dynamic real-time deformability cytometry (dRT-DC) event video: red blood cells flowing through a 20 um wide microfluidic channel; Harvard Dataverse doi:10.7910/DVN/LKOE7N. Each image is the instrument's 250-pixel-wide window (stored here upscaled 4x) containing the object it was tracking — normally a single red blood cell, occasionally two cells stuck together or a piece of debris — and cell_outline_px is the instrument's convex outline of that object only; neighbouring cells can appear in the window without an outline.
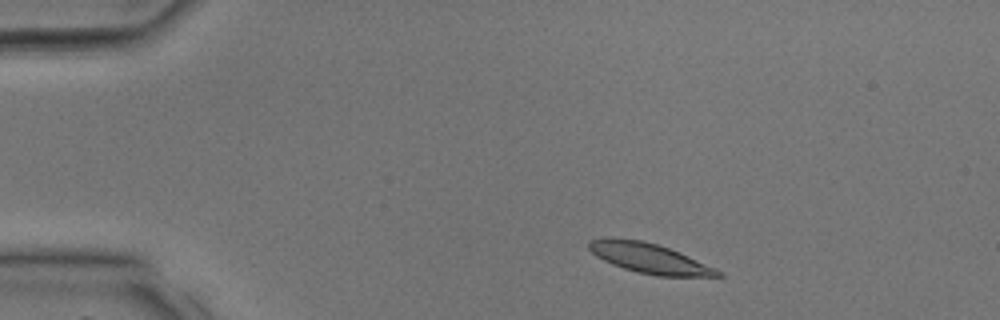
{"species": "common noctule bat (a hibernating species)", "species_latin": "Nyctalus noctula", "temperature_condition": "room temperature", "stored_images_in_passage": 31, "camera_frame_rate_fps": 3000, "um_per_image_px": 0.085, "animal": {"sex": "male", "body_mass_g": 17.9, "forearm_length_mm": 54.2}, "frame": {"image": 1, "passage_image": 3, "time_ms": 0.667, "image_size_px": [1000, 320], "cell_outline_px": [[724, 276], [656, 276], [624, 268], [612, 264], [596, 256], [588, 248], [588, 240], [604, 236], [608, 236], [640, 240], [656, 244], [680, 252], [716, 268], [724, 272]], "centroid_in_image_um": [55.17, 21.93], "position_along_channel_um": 29.8, "area_um2": 22.6}}
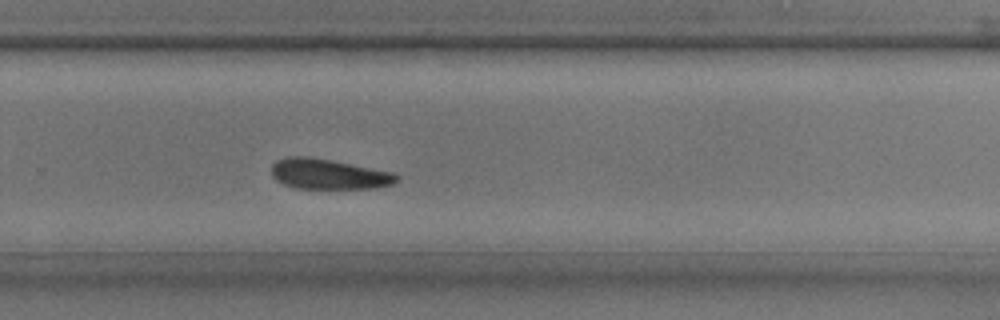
{"frame": {"image": 2, "passage_image": 20, "time_ms": 6.333, "image_size_px": [1000, 320], "cell_outline_px": [[400, 180], [392, 184], [376, 188], [296, 188], [284, 184], [276, 180], [272, 176], [272, 164], [276, 160], [288, 156], [308, 156], [332, 160], [392, 172], [400, 176]], "centroid_in_image_um": [27.93, 14.79], "position_along_channel_um": 301.9, "area_um2": 22.14}}
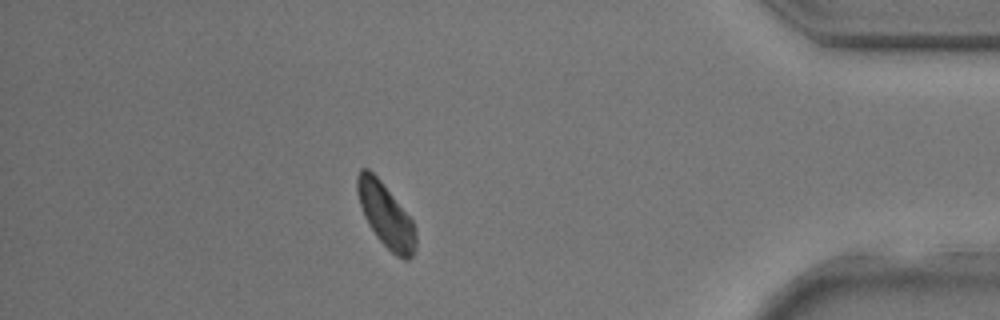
{"frame": {"image": 3, "passage_image": 27, "time_ms": 8.667, "image_size_px": [1000, 320], "cell_outline_px": [[416, 248], [412, 256], [408, 260], [404, 260], [396, 256], [376, 236], [368, 224], [364, 216], [356, 192], [356, 176], [360, 168], [368, 168], [380, 180], [412, 220], [416, 232]], "centroid_in_image_um": [32.78, 18.3], "position_along_channel_um": 402.4, "area_um2": 21.62}}